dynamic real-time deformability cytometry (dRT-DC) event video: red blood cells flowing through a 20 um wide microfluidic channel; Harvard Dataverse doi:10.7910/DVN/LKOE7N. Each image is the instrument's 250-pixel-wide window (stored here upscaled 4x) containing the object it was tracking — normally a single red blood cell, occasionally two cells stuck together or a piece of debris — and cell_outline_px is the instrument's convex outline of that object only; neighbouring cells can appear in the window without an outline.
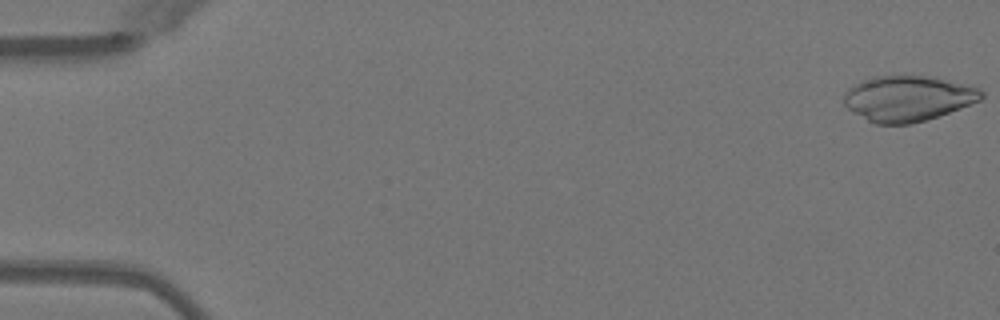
{"species": "Egyptian fruit bat (a non-hibernating species)", "species_latin": "Rousettus aegyptiacus", "temperature_condition": "warm", "stored_images_in_passage": 3, "camera_frame_rate_fps": 3000, "um_per_image_px": 0.085, "animal": {"sex": "female"}, "frame": {"image": 1, "passage_image": 1, "time_ms": 0.0, "image_size_px": [1000, 320], "cell_outline_px": [[984, 96], [980, 100], [960, 108], [912, 124], [876, 124], [868, 120], [848, 108], [844, 104], [844, 92], [852, 84], [860, 80], [872, 76], [928, 76], [980, 88], [984, 92]], "centroid_in_image_um": [77.14, 8.36], "position_along_channel_um": 7.9, "area_um2": 36.18}}